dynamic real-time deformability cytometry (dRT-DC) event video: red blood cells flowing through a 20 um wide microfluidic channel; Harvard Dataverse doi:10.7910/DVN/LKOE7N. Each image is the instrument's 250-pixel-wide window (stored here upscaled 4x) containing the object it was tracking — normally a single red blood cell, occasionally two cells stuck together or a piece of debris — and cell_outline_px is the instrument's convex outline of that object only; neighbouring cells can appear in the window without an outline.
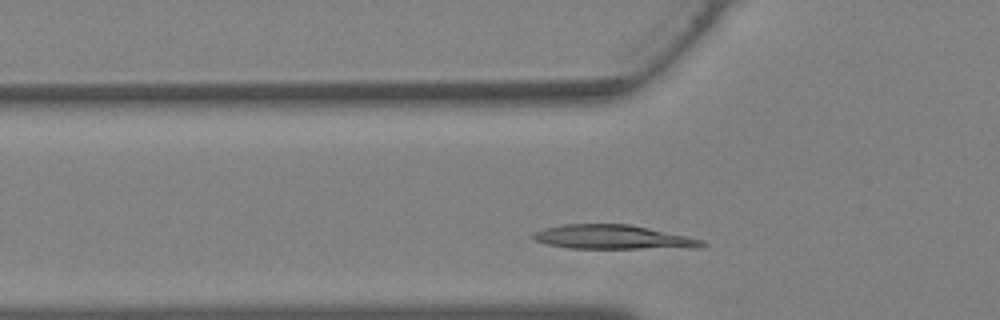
{"species": "Egyptian fruit bat (a non-hibernating species)", "species_latin": "Rousettus aegyptiacus", "temperature_condition": "warm", "stored_images_in_passage": 21, "camera_frame_rate_fps": 3000, "um_per_image_px": 0.085, "animal": {"sex": "female"}, "frame": {"image": 1, "passage_image": 3, "time_ms": 0.667, "image_size_px": [1000, 320], "cell_outline_px": [[708, 244], [700, 248], [568, 248], [548, 244], [536, 240], [532, 236], [532, 232], [544, 228], [564, 224], [628, 224], [688, 236], [704, 240]], "centroid_in_image_um": [52.14, 20.16], "position_along_channel_um": 73.7, "area_um2": 23.76}}
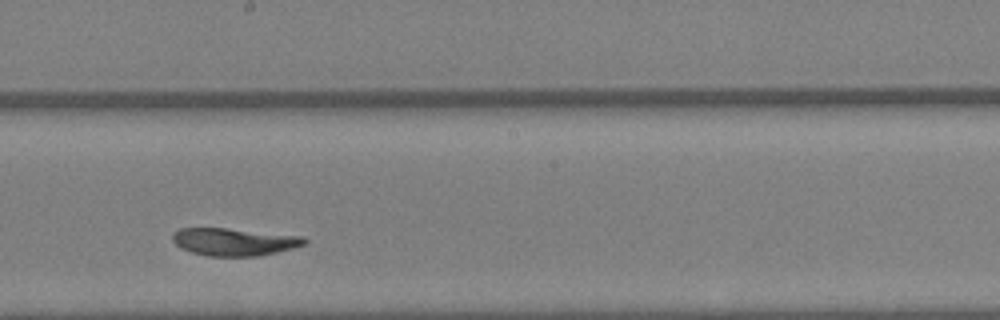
{"frame": {"image": 2, "passage_image": 12, "time_ms": 3.667, "image_size_px": [1000, 320], "cell_outline_px": [[308, 240], [304, 244], [292, 248], [260, 256], [204, 256], [180, 248], [172, 240], [172, 232], [180, 228], [224, 228], [304, 236]], "centroid_in_image_um": [19.87, 20.55], "position_along_channel_um": 228.3, "area_um2": 21.21}}
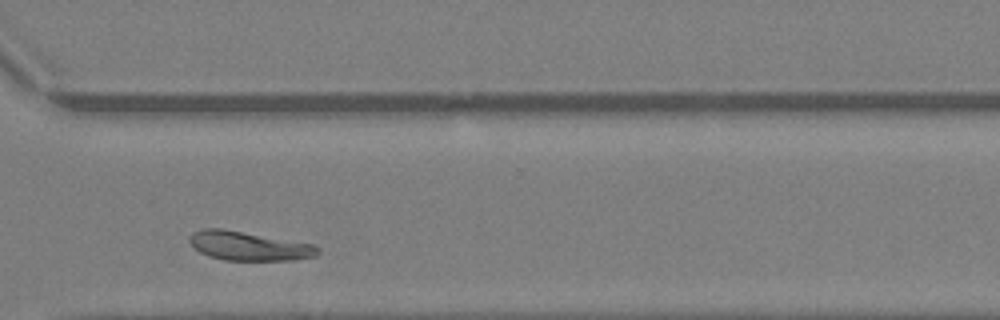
{"frame": {"image": 3, "passage_image": 19, "time_ms": 6.0, "image_size_px": [1000, 320], "cell_outline_px": [[320, 252], [316, 256], [292, 260], [224, 260], [208, 256], [200, 252], [188, 240], [192, 232], [200, 228], [220, 228], [312, 244], [320, 248]], "centroid_in_image_um": [21.13, 20.91], "position_along_channel_um": 349.5, "area_um2": 21.5}}